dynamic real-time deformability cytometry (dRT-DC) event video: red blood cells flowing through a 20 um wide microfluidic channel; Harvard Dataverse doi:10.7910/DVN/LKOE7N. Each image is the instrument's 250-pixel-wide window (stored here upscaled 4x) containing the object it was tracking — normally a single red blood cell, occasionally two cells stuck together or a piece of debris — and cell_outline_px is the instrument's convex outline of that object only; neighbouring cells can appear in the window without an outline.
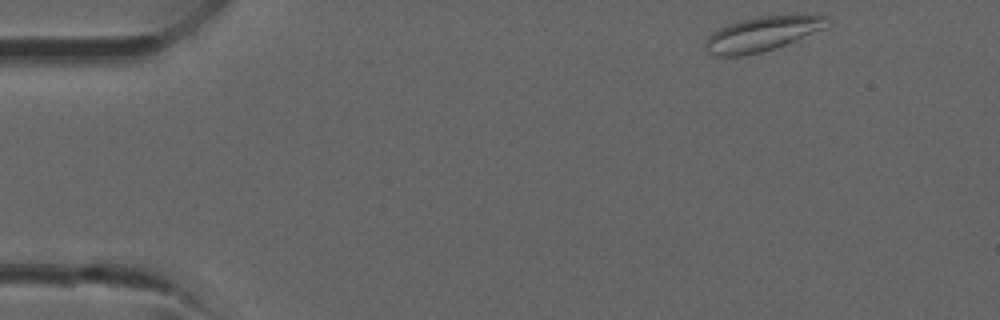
{"species": "common noctule bat (a hibernating species)", "species_latin": "Nyctalus noctula", "temperature_condition": "room temperature", "stored_images_in_passage": 32, "camera_frame_rate_fps": 3000, "um_per_image_px": 0.085, "animal": {"sex": "male", "forearm_length_mm": 52.5}, "frame": {"image": 1, "passage_image": 1, "time_ms": 0.0, "image_size_px": [1000, 320], "cell_outline_px": [[832, 24], [824, 28], [796, 40], [776, 48], [744, 56], [716, 56], [708, 52], [704, 48], [704, 44], [708, 36], [712, 32], [728, 24], [740, 20], [756, 16], [796, 12], [828, 16], [832, 20]], "centroid_in_image_um": [64.87, 2.83], "position_along_channel_um": 20.1, "area_um2": 25.49}}
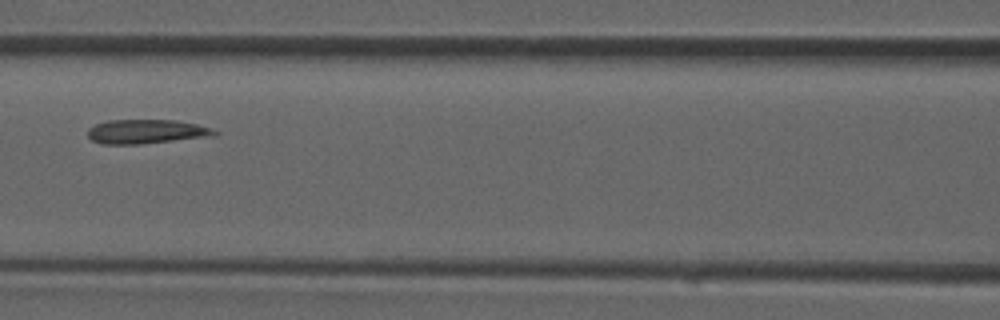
{"frame": {"image": 2, "passage_image": 14, "time_ms": 4.333, "image_size_px": [1000, 320], "cell_outline_px": [[220, 132], [216, 136], [140, 144], [104, 144], [92, 140], [88, 136], [88, 128], [96, 124], [108, 120], [176, 120], [196, 124]], "centroid_in_image_um": [12.45, 11.19], "position_along_channel_um": 154.2, "area_um2": 17.86}}
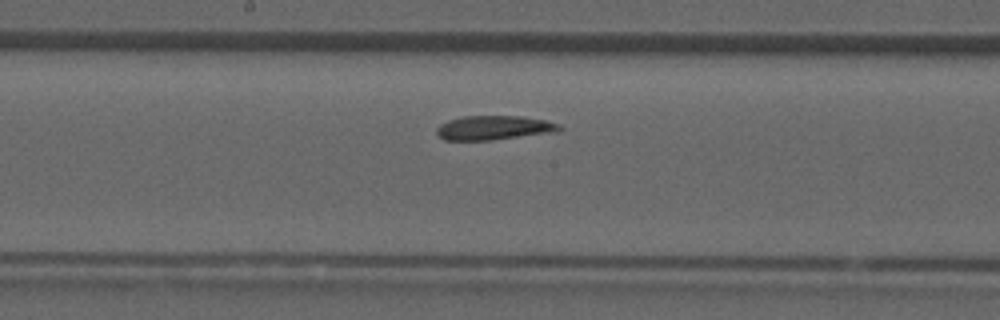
{"frame": {"image": 3, "passage_image": 17, "time_ms": 5.333, "image_size_px": [1000, 320], "cell_outline_px": [[564, 128], [560, 132], [492, 140], [444, 140], [436, 132], [436, 128], [440, 124], [448, 120], [464, 116], [520, 116], [544, 120], [560, 124]], "centroid_in_image_um": [42.03, 10.87], "position_along_channel_um": 206.2, "area_um2": 17.51}}